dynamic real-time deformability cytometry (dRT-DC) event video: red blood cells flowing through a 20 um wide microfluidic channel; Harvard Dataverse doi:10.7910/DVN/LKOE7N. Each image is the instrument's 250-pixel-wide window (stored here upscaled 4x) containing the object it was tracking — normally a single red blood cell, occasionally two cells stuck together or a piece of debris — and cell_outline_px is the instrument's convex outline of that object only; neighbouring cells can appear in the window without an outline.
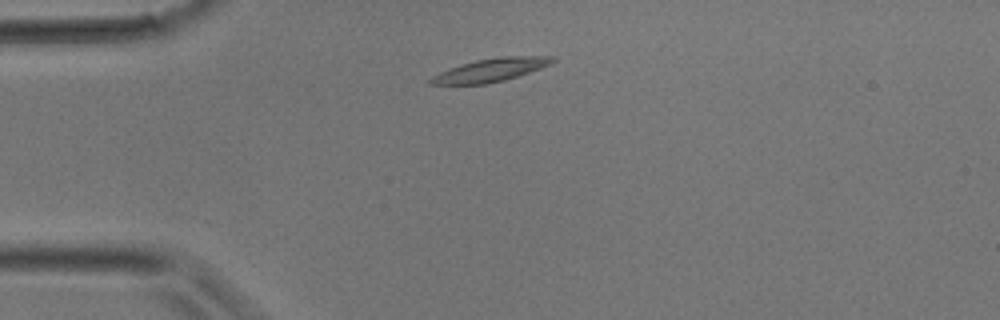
{"species": "common noctule bat (a hibernating species)", "species_latin": "Nyctalus noctula", "temperature_condition": "room temperature", "stored_images_in_passage": 8, "camera_frame_rate_fps": 3000, "um_per_image_px": 0.085, "animal": {"sex": "male", "body_mass_g": 17.9}, "frame": {"image": 1, "passage_image": 1, "time_ms": 0.0, "image_size_px": [1000, 320], "cell_outline_px": [[556, 60], [552, 64], [504, 80], [488, 84], [428, 84], [428, 80], [432, 76], [448, 68], [460, 64], [476, 60], [500, 56], [556, 56]], "centroid_in_image_um": [41.7, 5.94], "position_along_channel_um": 43.3, "area_um2": 16.47}}
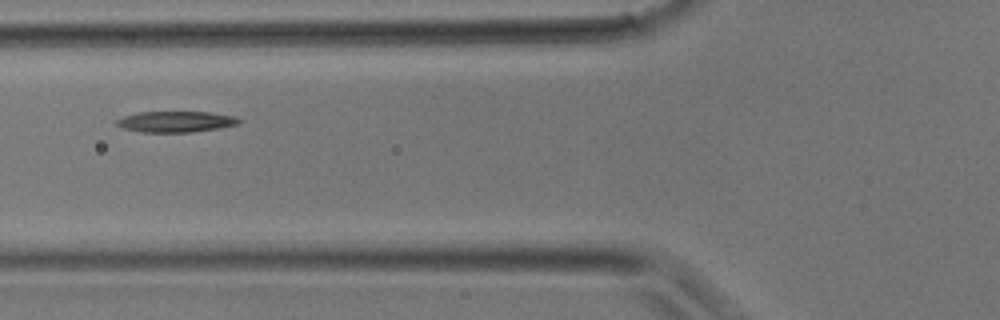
{"frame": {"image": 2, "passage_image": 6, "time_ms": 1.667, "image_size_px": [1000, 320], "cell_outline_px": [[244, 120], [240, 124], [220, 128], [192, 132], [140, 132], [124, 128], [116, 124], [116, 120], [124, 116], [140, 112], [208, 112], [236, 116]], "centroid_in_image_um": [15.02, 10.34], "position_along_channel_um": 110.8, "area_um2": 15.03}}
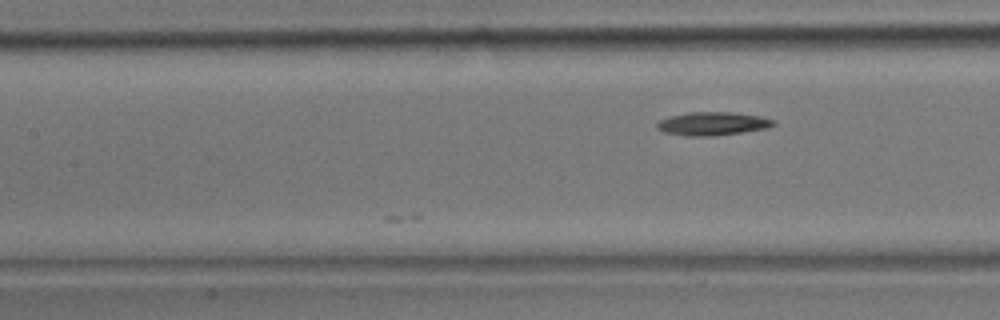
{"frame": {"image": 3, "passage_image": 8, "time_ms": 2.333, "image_size_px": [1000, 320], "cell_outline_px": [[776, 124], [768, 128], [716, 136], [688, 136], [664, 132], [656, 128], [656, 124], [660, 120], [672, 116], [688, 112], [732, 112], [760, 116], [776, 120]], "centroid_in_image_um": [60.6, 10.51], "position_along_channel_um": 146.8, "area_um2": 15.9}}